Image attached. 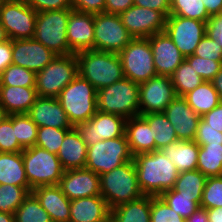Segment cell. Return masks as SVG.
Segmentation results:
<instances>
[{"label": "cell", "instance_id": "1", "mask_svg": "<svg viewBox=\"0 0 222 222\" xmlns=\"http://www.w3.org/2000/svg\"><path fill=\"white\" fill-rule=\"evenodd\" d=\"M133 161L144 195L160 196L173 188L179 172L162 150L137 154Z\"/></svg>", "mask_w": 222, "mask_h": 222}, {"label": "cell", "instance_id": "2", "mask_svg": "<svg viewBox=\"0 0 222 222\" xmlns=\"http://www.w3.org/2000/svg\"><path fill=\"white\" fill-rule=\"evenodd\" d=\"M78 74L89 81L96 90L110 86L124 78L118 53L84 50L76 53Z\"/></svg>", "mask_w": 222, "mask_h": 222}, {"label": "cell", "instance_id": "3", "mask_svg": "<svg viewBox=\"0 0 222 222\" xmlns=\"http://www.w3.org/2000/svg\"><path fill=\"white\" fill-rule=\"evenodd\" d=\"M100 187L101 196L110 210L144 196L138 183L134 161H128L100 175Z\"/></svg>", "mask_w": 222, "mask_h": 222}, {"label": "cell", "instance_id": "4", "mask_svg": "<svg viewBox=\"0 0 222 222\" xmlns=\"http://www.w3.org/2000/svg\"><path fill=\"white\" fill-rule=\"evenodd\" d=\"M97 90L79 74L57 97L73 127L90 120L97 112Z\"/></svg>", "mask_w": 222, "mask_h": 222}, {"label": "cell", "instance_id": "5", "mask_svg": "<svg viewBox=\"0 0 222 222\" xmlns=\"http://www.w3.org/2000/svg\"><path fill=\"white\" fill-rule=\"evenodd\" d=\"M97 111L119 115L126 120L140 115L139 84L126 77L97 90Z\"/></svg>", "mask_w": 222, "mask_h": 222}, {"label": "cell", "instance_id": "6", "mask_svg": "<svg viewBox=\"0 0 222 222\" xmlns=\"http://www.w3.org/2000/svg\"><path fill=\"white\" fill-rule=\"evenodd\" d=\"M22 159L32 190L40 186L58 185L65 172L56 154L36 145L24 149Z\"/></svg>", "mask_w": 222, "mask_h": 222}, {"label": "cell", "instance_id": "7", "mask_svg": "<svg viewBox=\"0 0 222 222\" xmlns=\"http://www.w3.org/2000/svg\"><path fill=\"white\" fill-rule=\"evenodd\" d=\"M72 9L37 12L34 39L56 55L74 54L67 42V24Z\"/></svg>", "mask_w": 222, "mask_h": 222}, {"label": "cell", "instance_id": "8", "mask_svg": "<svg viewBox=\"0 0 222 222\" xmlns=\"http://www.w3.org/2000/svg\"><path fill=\"white\" fill-rule=\"evenodd\" d=\"M77 75L76 54L57 55L44 69L36 73L35 89L37 95L57 98Z\"/></svg>", "mask_w": 222, "mask_h": 222}, {"label": "cell", "instance_id": "9", "mask_svg": "<svg viewBox=\"0 0 222 222\" xmlns=\"http://www.w3.org/2000/svg\"><path fill=\"white\" fill-rule=\"evenodd\" d=\"M126 135L99 141L88 147L85 167L99 176L133 161Z\"/></svg>", "mask_w": 222, "mask_h": 222}, {"label": "cell", "instance_id": "10", "mask_svg": "<svg viewBox=\"0 0 222 222\" xmlns=\"http://www.w3.org/2000/svg\"><path fill=\"white\" fill-rule=\"evenodd\" d=\"M118 55L127 79L140 84L157 75L148 38H133Z\"/></svg>", "mask_w": 222, "mask_h": 222}, {"label": "cell", "instance_id": "11", "mask_svg": "<svg viewBox=\"0 0 222 222\" xmlns=\"http://www.w3.org/2000/svg\"><path fill=\"white\" fill-rule=\"evenodd\" d=\"M132 39L119 14H94V50L119 53Z\"/></svg>", "mask_w": 222, "mask_h": 222}, {"label": "cell", "instance_id": "12", "mask_svg": "<svg viewBox=\"0 0 222 222\" xmlns=\"http://www.w3.org/2000/svg\"><path fill=\"white\" fill-rule=\"evenodd\" d=\"M37 12L26 0H8L0 8V23L10 40L34 37Z\"/></svg>", "mask_w": 222, "mask_h": 222}, {"label": "cell", "instance_id": "13", "mask_svg": "<svg viewBox=\"0 0 222 222\" xmlns=\"http://www.w3.org/2000/svg\"><path fill=\"white\" fill-rule=\"evenodd\" d=\"M164 31L185 56L193 55L201 39L206 35L207 23L196 19L169 15Z\"/></svg>", "mask_w": 222, "mask_h": 222}, {"label": "cell", "instance_id": "14", "mask_svg": "<svg viewBox=\"0 0 222 222\" xmlns=\"http://www.w3.org/2000/svg\"><path fill=\"white\" fill-rule=\"evenodd\" d=\"M177 97L171 78L156 75L139 84L140 116L149 113L164 112Z\"/></svg>", "mask_w": 222, "mask_h": 222}, {"label": "cell", "instance_id": "15", "mask_svg": "<svg viewBox=\"0 0 222 222\" xmlns=\"http://www.w3.org/2000/svg\"><path fill=\"white\" fill-rule=\"evenodd\" d=\"M125 124L126 119L119 115L97 111L90 120L78 124L76 129L89 147L102 140L124 136Z\"/></svg>", "mask_w": 222, "mask_h": 222}, {"label": "cell", "instance_id": "16", "mask_svg": "<svg viewBox=\"0 0 222 222\" xmlns=\"http://www.w3.org/2000/svg\"><path fill=\"white\" fill-rule=\"evenodd\" d=\"M119 16L133 38H148L163 32L167 20L162 12L136 5L129 7Z\"/></svg>", "mask_w": 222, "mask_h": 222}, {"label": "cell", "instance_id": "17", "mask_svg": "<svg viewBox=\"0 0 222 222\" xmlns=\"http://www.w3.org/2000/svg\"><path fill=\"white\" fill-rule=\"evenodd\" d=\"M56 56L34 38L12 40V64L35 73L44 69Z\"/></svg>", "mask_w": 222, "mask_h": 222}, {"label": "cell", "instance_id": "18", "mask_svg": "<svg viewBox=\"0 0 222 222\" xmlns=\"http://www.w3.org/2000/svg\"><path fill=\"white\" fill-rule=\"evenodd\" d=\"M58 186L70 201L101 195L100 176L86 167L66 170Z\"/></svg>", "mask_w": 222, "mask_h": 222}, {"label": "cell", "instance_id": "19", "mask_svg": "<svg viewBox=\"0 0 222 222\" xmlns=\"http://www.w3.org/2000/svg\"><path fill=\"white\" fill-rule=\"evenodd\" d=\"M153 53L157 75L171 76L176 68L185 60L174 42L165 31L148 37Z\"/></svg>", "mask_w": 222, "mask_h": 222}, {"label": "cell", "instance_id": "20", "mask_svg": "<svg viewBox=\"0 0 222 222\" xmlns=\"http://www.w3.org/2000/svg\"><path fill=\"white\" fill-rule=\"evenodd\" d=\"M173 125L178 140L194 141L201 119L187 103L183 96H177L164 110Z\"/></svg>", "mask_w": 222, "mask_h": 222}, {"label": "cell", "instance_id": "21", "mask_svg": "<svg viewBox=\"0 0 222 222\" xmlns=\"http://www.w3.org/2000/svg\"><path fill=\"white\" fill-rule=\"evenodd\" d=\"M66 34L69 48L74 54L94 49V14L72 9Z\"/></svg>", "mask_w": 222, "mask_h": 222}, {"label": "cell", "instance_id": "22", "mask_svg": "<svg viewBox=\"0 0 222 222\" xmlns=\"http://www.w3.org/2000/svg\"><path fill=\"white\" fill-rule=\"evenodd\" d=\"M27 114L38 128L47 126L58 129L73 128L63 107L55 97L38 96Z\"/></svg>", "mask_w": 222, "mask_h": 222}, {"label": "cell", "instance_id": "23", "mask_svg": "<svg viewBox=\"0 0 222 222\" xmlns=\"http://www.w3.org/2000/svg\"><path fill=\"white\" fill-rule=\"evenodd\" d=\"M70 222H110V209L101 195L70 201Z\"/></svg>", "mask_w": 222, "mask_h": 222}, {"label": "cell", "instance_id": "24", "mask_svg": "<svg viewBox=\"0 0 222 222\" xmlns=\"http://www.w3.org/2000/svg\"><path fill=\"white\" fill-rule=\"evenodd\" d=\"M52 222H70V200L58 185L40 186L32 190Z\"/></svg>", "mask_w": 222, "mask_h": 222}, {"label": "cell", "instance_id": "25", "mask_svg": "<svg viewBox=\"0 0 222 222\" xmlns=\"http://www.w3.org/2000/svg\"><path fill=\"white\" fill-rule=\"evenodd\" d=\"M87 151L88 146L76 127H73L66 132L57 157L65 171L79 169L86 165Z\"/></svg>", "mask_w": 222, "mask_h": 222}, {"label": "cell", "instance_id": "26", "mask_svg": "<svg viewBox=\"0 0 222 222\" xmlns=\"http://www.w3.org/2000/svg\"><path fill=\"white\" fill-rule=\"evenodd\" d=\"M37 97L35 87L0 85V106L7 116L28 113Z\"/></svg>", "mask_w": 222, "mask_h": 222}, {"label": "cell", "instance_id": "27", "mask_svg": "<svg viewBox=\"0 0 222 222\" xmlns=\"http://www.w3.org/2000/svg\"><path fill=\"white\" fill-rule=\"evenodd\" d=\"M125 135L133 156L155 151V140L148 121L143 116L126 120Z\"/></svg>", "mask_w": 222, "mask_h": 222}, {"label": "cell", "instance_id": "28", "mask_svg": "<svg viewBox=\"0 0 222 222\" xmlns=\"http://www.w3.org/2000/svg\"><path fill=\"white\" fill-rule=\"evenodd\" d=\"M162 151L174 163L179 173L197 169L199 145L195 141L178 140L164 147Z\"/></svg>", "mask_w": 222, "mask_h": 222}, {"label": "cell", "instance_id": "29", "mask_svg": "<svg viewBox=\"0 0 222 222\" xmlns=\"http://www.w3.org/2000/svg\"><path fill=\"white\" fill-rule=\"evenodd\" d=\"M0 184H11L25 187L30 193L22 152H0Z\"/></svg>", "mask_w": 222, "mask_h": 222}, {"label": "cell", "instance_id": "30", "mask_svg": "<svg viewBox=\"0 0 222 222\" xmlns=\"http://www.w3.org/2000/svg\"><path fill=\"white\" fill-rule=\"evenodd\" d=\"M151 196L121 204L110 210V222H150Z\"/></svg>", "mask_w": 222, "mask_h": 222}, {"label": "cell", "instance_id": "31", "mask_svg": "<svg viewBox=\"0 0 222 222\" xmlns=\"http://www.w3.org/2000/svg\"><path fill=\"white\" fill-rule=\"evenodd\" d=\"M183 97L199 116H203L205 113L210 112L221 102L218 92L215 90L212 82L207 81H204L201 85L189 91Z\"/></svg>", "mask_w": 222, "mask_h": 222}, {"label": "cell", "instance_id": "32", "mask_svg": "<svg viewBox=\"0 0 222 222\" xmlns=\"http://www.w3.org/2000/svg\"><path fill=\"white\" fill-rule=\"evenodd\" d=\"M149 123L155 140V151L162 150L170 143L177 142L178 137L173 125L169 122L164 112L142 115Z\"/></svg>", "mask_w": 222, "mask_h": 222}, {"label": "cell", "instance_id": "33", "mask_svg": "<svg viewBox=\"0 0 222 222\" xmlns=\"http://www.w3.org/2000/svg\"><path fill=\"white\" fill-rule=\"evenodd\" d=\"M197 170L206 177L222 176V144L199 146Z\"/></svg>", "mask_w": 222, "mask_h": 222}, {"label": "cell", "instance_id": "34", "mask_svg": "<svg viewBox=\"0 0 222 222\" xmlns=\"http://www.w3.org/2000/svg\"><path fill=\"white\" fill-rule=\"evenodd\" d=\"M170 78L177 96H184L204 82L186 59L176 68Z\"/></svg>", "mask_w": 222, "mask_h": 222}, {"label": "cell", "instance_id": "35", "mask_svg": "<svg viewBox=\"0 0 222 222\" xmlns=\"http://www.w3.org/2000/svg\"><path fill=\"white\" fill-rule=\"evenodd\" d=\"M160 197L184 219L195 212L202 201V196H188L173 189L163 192Z\"/></svg>", "mask_w": 222, "mask_h": 222}, {"label": "cell", "instance_id": "36", "mask_svg": "<svg viewBox=\"0 0 222 222\" xmlns=\"http://www.w3.org/2000/svg\"><path fill=\"white\" fill-rule=\"evenodd\" d=\"M15 222H52L50 215L31 192L14 212Z\"/></svg>", "mask_w": 222, "mask_h": 222}, {"label": "cell", "instance_id": "37", "mask_svg": "<svg viewBox=\"0 0 222 222\" xmlns=\"http://www.w3.org/2000/svg\"><path fill=\"white\" fill-rule=\"evenodd\" d=\"M207 177L199 170L183 171L178 174L173 190L188 196H202Z\"/></svg>", "mask_w": 222, "mask_h": 222}, {"label": "cell", "instance_id": "38", "mask_svg": "<svg viewBox=\"0 0 222 222\" xmlns=\"http://www.w3.org/2000/svg\"><path fill=\"white\" fill-rule=\"evenodd\" d=\"M170 15L208 22L211 17L203 0H171Z\"/></svg>", "mask_w": 222, "mask_h": 222}, {"label": "cell", "instance_id": "39", "mask_svg": "<svg viewBox=\"0 0 222 222\" xmlns=\"http://www.w3.org/2000/svg\"><path fill=\"white\" fill-rule=\"evenodd\" d=\"M13 128H15V137L23 149L35 145L38 126L31 120L27 113L13 114Z\"/></svg>", "mask_w": 222, "mask_h": 222}, {"label": "cell", "instance_id": "40", "mask_svg": "<svg viewBox=\"0 0 222 222\" xmlns=\"http://www.w3.org/2000/svg\"><path fill=\"white\" fill-rule=\"evenodd\" d=\"M30 192L22 186L0 184V211L14 214Z\"/></svg>", "mask_w": 222, "mask_h": 222}, {"label": "cell", "instance_id": "41", "mask_svg": "<svg viewBox=\"0 0 222 222\" xmlns=\"http://www.w3.org/2000/svg\"><path fill=\"white\" fill-rule=\"evenodd\" d=\"M35 79L34 71L11 64L0 74V85L35 87Z\"/></svg>", "mask_w": 222, "mask_h": 222}, {"label": "cell", "instance_id": "42", "mask_svg": "<svg viewBox=\"0 0 222 222\" xmlns=\"http://www.w3.org/2000/svg\"><path fill=\"white\" fill-rule=\"evenodd\" d=\"M68 130L48 126L39 127L35 145L57 155Z\"/></svg>", "mask_w": 222, "mask_h": 222}, {"label": "cell", "instance_id": "43", "mask_svg": "<svg viewBox=\"0 0 222 222\" xmlns=\"http://www.w3.org/2000/svg\"><path fill=\"white\" fill-rule=\"evenodd\" d=\"M200 207H222V176L207 177Z\"/></svg>", "mask_w": 222, "mask_h": 222}, {"label": "cell", "instance_id": "44", "mask_svg": "<svg viewBox=\"0 0 222 222\" xmlns=\"http://www.w3.org/2000/svg\"><path fill=\"white\" fill-rule=\"evenodd\" d=\"M15 136L13 115L6 116L0 122V152L16 153L24 150Z\"/></svg>", "mask_w": 222, "mask_h": 222}, {"label": "cell", "instance_id": "45", "mask_svg": "<svg viewBox=\"0 0 222 222\" xmlns=\"http://www.w3.org/2000/svg\"><path fill=\"white\" fill-rule=\"evenodd\" d=\"M150 222H185V219L173 211L160 196H151Z\"/></svg>", "mask_w": 222, "mask_h": 222}, {"label": "cell", "instance_id": "46", "mask_svg": "<svg viewBox=\"0 0 222 222\" xmlns=\"http://www.w3.org/2000/svg\"><path fill=\"white\" fill-rule=\"evenodd\" d=\"M185 59L190 63L194 70L204 81L211 82L214 76L220 71L222 62L204 59L199 56L189 55Z\"/></svg>", "mask_w": 222, "mask_h": 222}, {"label": "cell", "instance_id": "47", "mask_svg": "<svg viewBox=\"0 0 222 222\" xmlns=\"http://www.w3.org/2000/svg\"><path fill=\"white\" fill-rule=\"evenodd\" d=\"M193 55L222 62V47L216 39L206 34L197 45Z\"/></svg>", "mask_w": 222, "mask_h": 222}, {"label": "cell", "instance_id": "48", "mask_svg": "<svg viewBox=\"0 0 222 222\" xmlns=\"http://www.w3.org/2000/svg\"><path fill=\"white\" fill-rule=\"evenodd\" d=\"M194 141L199 145L222 144V132L208 127V124L201 118L198 124Z\"/></svg>", "mask_w": 222, "mask_h": 222}, {"label": "cell", "instance_id": "49", "mask_svg": "<svg viewBox=\"0 0 222 222\" xmlns=\"http://www.w3.org/2000/svg\"><path fill=\"white\" fill-rule=\"evenodd\" d=\"M36 12L72 9V0H26Z\"/></svg>", "mask_w": 222, "mask_h": 222}, {"label": "cell", "instance_id": "50", "mask_svg": "<svg viewBox=\"0 0 222 222\" xmlns=\"http://www.w3.org/2000/svg\"><path fill=\"white\" fill-rule=\"evenodd\" d=\"M105 0H72V9L85 13H104Z\"/></svg>", "mask_w": 222, "mask_h": 222}, {"label": "cell", "instance_id": "51", "mask_svg": "<svg viewBox=\"0 0 222 222\" xmlns=\"http://www.w3.org/2000/svg\"><path fill=\"white\" fill-rule=\"evenodd\" d=\"M134 5L157 10L166 17L170 15L171 0H134Z\"/></svg>", "mask_w": 222, "mask_h": 222}, {"label": "cell", "instance_id": "52", "mask_svg": "<svg viewBox=\"0 0 222 222\" xmlns=\"http://www.w3.org/2000/svg\"><path fill=\"white\" fill-rule=\"evenodd\" d=\"M201 118L208 124V127L222 132V102L210 112L205 113Z\"/></svg>", "mask_w": 222, "mask_h": 222}, {"label": "cell", "instance_id": "53", "mask_svg": "<svg viewBox=\"0 0 222 222\" xmlns=\"http://www.w3.org/2000/svg\"><path fill=\"white\" fill-rule=\"evenodd\" d=\"M206 34L212 38L216 39L217 42L222 47V16L212 15L207 22V32Z\"/></svg>", "mask_w": 222, "mask_h": 222}, {"label": "cell", "instance_id": "54", "mask_svg": "<svg viewBox=\"0 0 222 222\" xmlns=\"http://www.w3.org/2000/svg\"><path fill=\"white\" fill-rule=\"evenodd\" d=\"M134 5V0H105L104 13L120 14Z\"/></svg>", "mask_w": 222, "mask_h": 222}, {"label": "cell", "instance_id": "55", "mask_svg": "<svg viewBox=\"0 0 222 222\" xmlns=\"http://www.w3.org/2000/svg\"><path fill=\"white\" fill-rule=\"evenodd\" d=\"M12 64V40L0 43V74Z\"/></svg>", "mask_w": 222, "mask_h": 222}, {"label": "cell", "instance_id": "56", "mask_svg": "<svg viewBox=\"0 0 222 222\" xmlns=\"http://www.w3.org/2000/svg\"><path fill=\"white\" fill-rule=\"evenodd\" d=\"M203 4L210 16L220 15L222 12V0H203Z\"/></svg>", "mask_w": 222, "mask_h": 222}, {"label": "cell", "instance_id": "57", "mask_svg": "<svg viewBox=\"0 0 222 222\" xmlns=\"http://www.w3.org/2000/svg\"><path fill=\"white\" fill-rule=\"evenodd\" d=\"M185 222H208L207 209L199 207L195 212H193Z\"/></svg>", "mask_w": 222, "mask_h": 222}, {"label": "cell", "instance_id": "58", "mask_svg": "<svg viewBox=\"0 0 222 222\" xmlns=\"http://www.w3.org/2000/svg\"><path fill=\"white\" fill-rule=\"evenodd\" d=\"M208 222H222V207L207 209Z\"/></svg>", "mask_w": 222, "mask_h": 222}, {"label": "cell", "instance_id": "59", "mask_svg": "<svg viewBox=\"0 0 222 222\" xmlns=\"http://www.w3.org/2000/svg\"><path fill=\"white\" fill-rule=\"evenodd\" d=\"M215 90L218 92L219 98L222 102V67L220 71L214 76L213 80L211 81Z\"/></svg>", "mask_w": 222, "mask_h": 222}, {"label": "cell", "instance_id": "60", "mask_svg": "<svg viewBox=\"0 0 222 222\" xmlns=\"http://www.w3.org/2000/svg\"><path fill=\"white\" fill-rule=\"evenodd\" d=\"M0 222H15L14 214H8L0 211Z\"/></svg>", "mask_w": 222, "mask_h": 222}, {"label": "cell", "instance_id": "61", "mask_svg": "<svg viewBox=\"0 0 222 222\" xmlns=\"http://www.w3.org/2000/svg\"><path fill=\"white\" fill-rule=\"evenodd\" d=\"M9 37L6 33L5 28L3 27V25L0 23V43L8 41Z\"/></svg>", "mask_w": 222, "mask_h": 222}, {"label": "cell", "instance_id": "62", "mask_svg": "<svg viewBox=\"0 0 222 222\" xmlns=\"http://www.w3.org/2000/svg\"><path fill=\"white\" fill-rule=\"evenodd\" d=\"M7 116L4 109L0 106V122Z\"/></svg>", "mask_w": 222, "mask_h": 222}, {"label": "cell", "instance_id": "63", "mask_svg": "<svg viewBox=\"0 0 222 222\" xmlns=\"http://www.w3.org/2000/svg\"><path fill=\"white\" fill-rule=\"evenodd\" d=\"M8 0H0V8L3 4H5Z\"/></svg>", "mask_w": 222, "mask_h": 222}]
</instances>
